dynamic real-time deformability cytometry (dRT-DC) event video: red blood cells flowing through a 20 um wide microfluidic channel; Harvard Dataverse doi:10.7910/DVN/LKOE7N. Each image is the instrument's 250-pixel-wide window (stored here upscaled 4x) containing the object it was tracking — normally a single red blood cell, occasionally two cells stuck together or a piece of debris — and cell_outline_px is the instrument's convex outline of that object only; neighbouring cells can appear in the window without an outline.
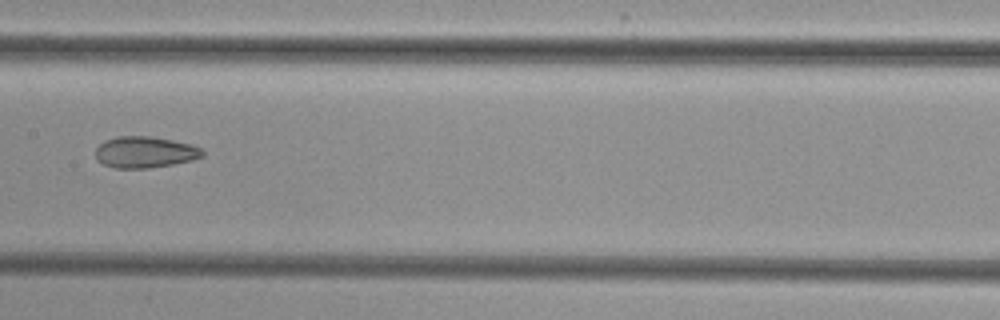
{"species": "common noctule bat (a hibernating species)", "species_latin": "Nyctalus noctula", "temperature_condition": "cold", "stored_images_in_passage": 8, "camera_frame_rate_fps": 3000, "um_per_image_px": 0.085, "animal": {"sex": "female", "body_mass_g": 29.2, "forearm_length_mm": 56.3}, "frame": {"image": 1, "passage_image": 7, "time_ms": 7.0, "image_size_px": [1000, 320], "cell_outline_px": [[204, 156], [192, 160], [172, 164], [148, 168], [112, 168], [96, 160], [96, 148], [104, 140], [116, 136], [152, 136], [192, 144], [200, 148], [204, 152]], "centroid_in_image_um": [12.3, 12.93], "position_along_channel_um": 195.1, "area_um2": 19.65}}
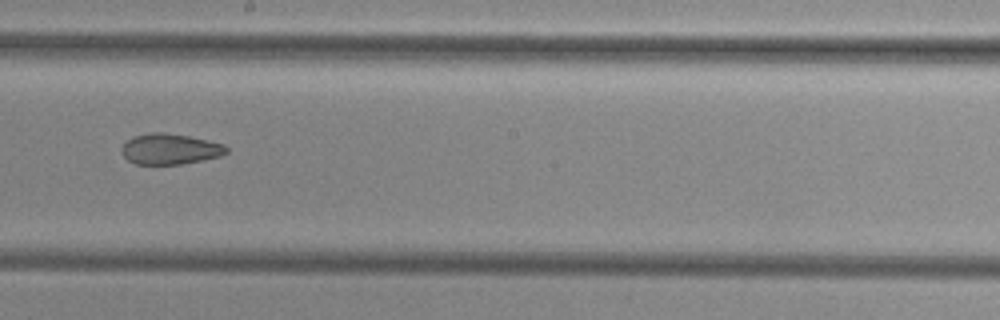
{"frame": {"image": 2, "passage_image": 8, "time_ms": 8.0, "image_size_px": [1000, 320], "cell_outline_px": [[228, 152], [220, 156], [180, 164], [136, 164], [128, 160], [120, 152], [120, 148], [132, 136], [152, 132], [164, 132], [188, 136], [208, 140], [224, 144], [228, 148]], "centroid_in_image_um": [14.43, 12.66], "position_along_channel_um": 233.8, "area_um2": 18.73}}